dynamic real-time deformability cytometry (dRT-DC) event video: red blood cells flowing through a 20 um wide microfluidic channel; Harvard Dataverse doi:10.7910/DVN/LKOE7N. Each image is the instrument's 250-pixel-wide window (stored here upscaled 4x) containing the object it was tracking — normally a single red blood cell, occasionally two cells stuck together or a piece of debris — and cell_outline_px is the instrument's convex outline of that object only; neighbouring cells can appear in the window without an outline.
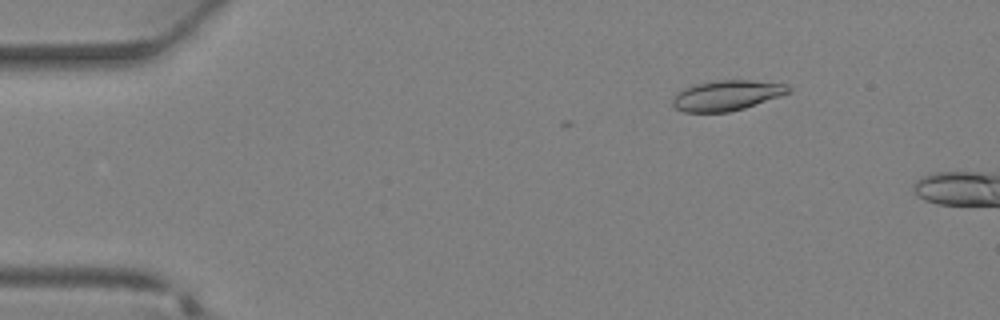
{"species": "Egyptian fruit bat (a non-hibernating species)", "species_latin": "Rousettus aegyptiacus", "temperature_condition": "warm", "stored_images_in_passage": 4, "camera_frame_rate_fps": 3000, "um_per_image_px": 0.085, "animal": {"sex": "female"}, "frame": {"image": 1, "passage_image": 2, "time_ms": 0.333, "image_size_px": [1000, 320], "cell_outline_px": [[792, 92], [744, 108], [728, 112], [684, 112], [676, 108], [672, 104], [672, 100], [676, 92], [684, 88], [696, 84], [716, 80], [752, 80], [788, 84], [792, 88]], "centroid_in_image_um": [61.8, 8.1], "position_along_channel_um": 23.2, "area_um2": 20.52}}